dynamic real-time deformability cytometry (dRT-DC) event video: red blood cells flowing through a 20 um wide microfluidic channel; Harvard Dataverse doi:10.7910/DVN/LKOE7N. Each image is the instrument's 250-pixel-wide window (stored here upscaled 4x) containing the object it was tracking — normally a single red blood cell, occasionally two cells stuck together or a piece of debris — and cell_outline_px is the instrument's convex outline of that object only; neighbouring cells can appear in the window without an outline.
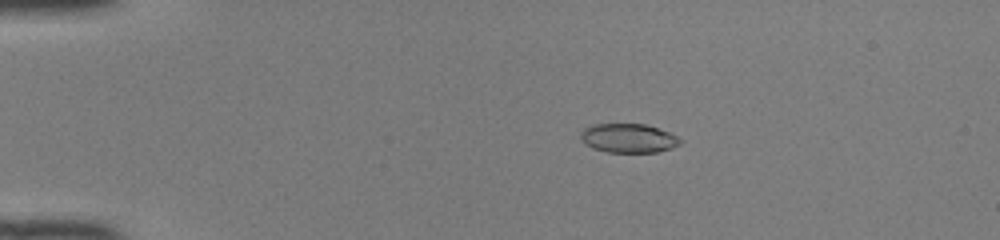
{"species": "common noctule bat (a hibernating species)", "species_latin": "Nyctalus noctula", "temperature_condition": "room temperature", "stored_images_in_passage": 40, "camera_frame_rate_fps": 3000, "um_per_image_px": 0.085, "animal": {"sex": "female", "body_mass_g": 22.0, "forearm_length_mm": 56.7}, "frame": {"image": 1, "passage_image": 1, "time_ms": 0.0, "image_size_px": [1000, 240], "cell_outline_px": [[684, 140], [680, 144], [672, 148], [656, 152], [608, 152], [592, 148], [580, 136], [580, 132], [584, 128], [596, 124], [644, 124], [668, 132]], "centroid_in_image_um": [53.44, 11.75], "position_along_channel_um": 31.6, "area_um2": 16.65}}
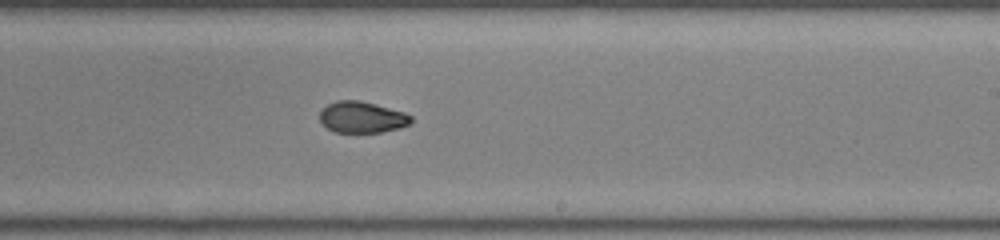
{"frame": {"image": 2, "passage_image": 22, "time_ms": 7.0, "image_size_px": [1000, 240], "cell_outline_px": [[412, 120], [408, 124], [400, 128], [380, 132], [336, 132], [328, 128], [320, 120], [320, 112], [328, 104], [336, 100], [360, 100], [376, 104], [404, 112], [412, 116]], "centroid_in_image_um": [30.78, 9.95], "position_along_channel_um": 258.2, "area_um2": 16.53}}
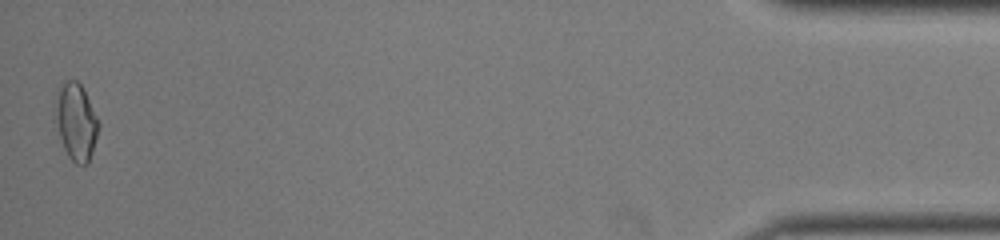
{"frame": {"image": 3, "passage_image": 40, "time_ms": 13.0, "image_size_px": [1000, 240], "cell_outline_px": [[100, 124], [92, 152], [88, 164], [76, 164], [68, 156], [64, 148], [60, 136], [56, 116], [56, 92], [64, 80], [76, 80], [84, 88]], "centroid_in_image_um": [6.48, 10.32], "position_along_channel_um": 428.7, "area_um2": 19.13}, "authors_computed_cell_mechanics": {"area_um2": 17.3111, "velocity_mm_per_s": 4.1607, "shape_relaxation_time_tau1_ms": null, "shape_relaxation_time_tau2_ms": 2.4031, "deformation_change_tau1": null, "deformation_change_tau2": 0.0567}}